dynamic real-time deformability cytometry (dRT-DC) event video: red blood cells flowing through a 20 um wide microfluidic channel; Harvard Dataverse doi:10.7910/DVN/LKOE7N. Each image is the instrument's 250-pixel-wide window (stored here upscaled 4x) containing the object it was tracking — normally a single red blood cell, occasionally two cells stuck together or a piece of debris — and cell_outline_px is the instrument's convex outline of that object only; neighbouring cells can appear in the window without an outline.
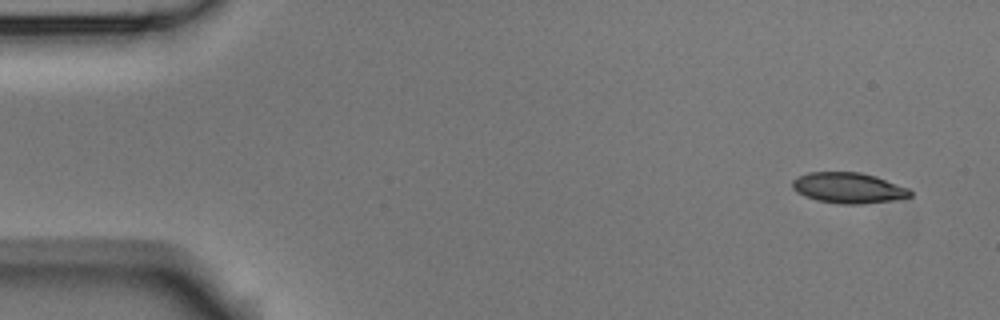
{"species": "Egyptian fruit bat (a non-hibernating species)", "species_latin": "Rousettus aegyptiacus", "temperature_condition": "room temperature", "stored_images_in_passage": 4, "camera_frame_rate_fps": 3000, "um_per_image_px": 0.085, "animal": {"sex": "male"}, "frame": {"image": 1, "passage_image": 1, "time_ms": 0.0, "image_size_px": [1000, 320], "cell_outline_px": [[912, 196], [892, 200], [860, 204], [840, 204], [816, 200], [804, 196], [796, 192], [792, 188], [792, 180], [796, 176], [808, 172], [860, 172], [876, 176], [908, 188], [912, 192]], "centroid_in_image_um": [72.07, 15.96], "position_along_channel_um": 12.9, "area_um2": 21.15}}
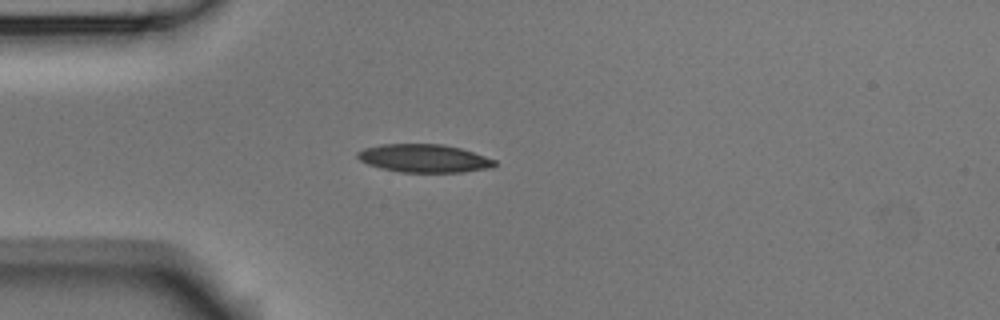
{"frame": {"image": 2, "passage_image": 3, "time_ms": 0.667, "image_size_px": [1000, 320], "cell_outline_px": [[496, 164], [492, 168], [464, 172], [400, 172], [380, 168], [368, 164], [360, 160], [356, 156], [356, 152], [364, 148], [380, 144], [444, 144], [460, 148], [496, 160]], "centroid_in_image_um": [36.03, 13.46], "position_along_channel_um": 49.0, "area_um2": 22.54}}